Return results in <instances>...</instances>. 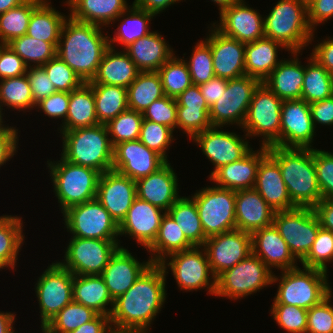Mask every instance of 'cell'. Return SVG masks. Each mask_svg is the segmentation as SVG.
Returning <instances> with one entry per match:
<instances>
[{
  "label": "cell",
  "mask_w": 333,
  "mask_h": 333,
  "mask_svg": "<svg viewBox=\"0 0 333 333\" xmlns=\"http://www.w3.org/2000/svg\"><path fill=\"white\" fill-rule=\"evenodd\" d=\"M263 23L264 36L281 43L291 53L300 54L313 39L307 5L300 0H279Z\"/></svg>",
  "instance_id": "cell-5"
},
{
  "label": "cell",
  "mask_w": 333,
  "mask_h": 333,
  "mask_svg": "<svg viewBox=\"0 0 333 333\" xmlns=\"http://www.w3.org/2000/svg\"><path fill=\"white\" fill-rule=\"evenodd\" d=\"M302 3L308 5L309 3H311L313 0H300Z\"/></svg>",
  "instance_id": "cell-78"
},
{
  "label": "cell",
  "mask_w": 333,
  "mask_h": 333,
  "mask_svg": "<svg viewBox=\"0 0 333 333\" xmlns=\"http://www.w3.org/2000/svg\"><path fill=\"white\" fill-rule=\"evenodd\" d=\"M308 310L287 304H272L271 314L278 325L289 333H306Z\"/></svg>",
  "instance_id": "cell-56"
},
{
  "label": "cell",
  "mask_w": 333,
  "mask_h": 333,
  "mask_svg": "<svg viewBox=\"0 0 333 333\" xmlns=\"http://www.w3.org/2000/svg\"><path fill=\"white\" fill-rule=\"evenodd\" d=\"M2 110H3V108H1V106H0V129L1 128H4L5 126L2 124L3 123V116H2Z\"/></svg>",
  "instance_id": "cell-76"
},
{
  "label": "cell",
  "mask_w": 333,
  "mask_h": 333,
  "mask_svg": "<svg viewBox=\"0 0 333 333\" xmlns=\"http://www.w3.org/2000/svg\"><path fill=\"white\" fill-rule=\"evenodd\" d=\"M194 246L186 239L178 223L166 212L162 217L161 224L154 242L147 248L153 255L150 260L153 264H159L168 260L169 255L188 250Z\"/></svg>",
  "instance_id": "cell-38"
},
{
  "label": "cell",
  "mask_w": 333,
  "mask_h": 333,
  "mask_svg": "<svg viewBox=\"0 0 333 333\" xmlns=\"http://www.w3.org/2000/svg\"><path fill=\"white\" fill-rule=\"evenodd\" d=\"M313 156L322 199L333 200V153L313 149Z\"/></svg>",
  "instance_id": "cell-60"
},
{
  "label": "cell",
  "mask_w": 333,
  "mask_h": 333,
  "mask_svg": "<svg viewBox=\"0 0 333 333\" xmlns=\"http://www.w3.org/2000/svg\"><path fill=\"white\" fill-rule=\"evenodd\" d=\"M136 182L137 197L167 212L180 198L178 195V179L167 162L158 171L142 177Z\"/></svg>",
  "instance_id": "cell-26"
},
{
  "label": "cell",
  "mask_w": 333,
  "mask_h": 333,
  "mask_svg": "<svg viewBox=\"0 0 333 333\" xmlns=\"http://www.w3.org/2000/svg\"><path fill=\"white\" fill-rule=\"evenodd\" d=\"M254 189L275 212L297 207L291 201L278 163L269 154L260 161Z\"/></svg>",
  "instance_id": "cell-30"
},
{
  "label": "cell",
  "mask_w": 333,
  "mask_h": 333,
  "mask_svg": "<svg viewBox=\"0 0 333 333\" xmlns=\"http://www.w3.org/2000/svg\"><path fill=\"white\" fill-rule=\"evenodd\" d=\"M6 105L12 109L33 110L34 103L31 87L27 75L1 79L0 82V106Z\"/></svg>",
  "instance_id": "cell-49"
},
{
  "label": "cell",
  "mask_w": 333,
  "mask_h": 333,
  "mask_svg": "<svg viewBox=\"0 0 333 333\" xmlns=\"http://www.w3.org/2000/svg\"><path fill=\"white\" fill-rule=\"evenodd\" d=\"M143 122L141 112L127 109L117 117L110 120L106 127L110 135V142L114 147L118 143L137 140Z\"/></svg>",
  "instance_id": "cell-51"
},
{
  "label": "cell",
  "mask_w": 333,
  "mask_h": 333,
  "mask_svg": "<svg viewBox=\"0 0 333 333\" xmlns=\"http://www.w3.org/2000/svg\"><path fill=\"white\" fill-rule=\"evenodd\" d=\"M42 67L53 83L56 91L70 93L84 83L80 76L57 55L42 65Z\"/></svg>",
  "instance_id": "cell-54"
},
{
  "label": "cell",
  "mask_w": 333,
  "mask_h": 333,
  "mask_svg": "<svg viewBox=\"0 0 333 333\" xmlns=\"http://www.w3.org/2000/svg\"><path fill=\"white\" fill-rule=\"evenodd\" d=\"M73 278L69 270L56 262L37 280L35 292L39 301L41 327L73 301Z\"/></svg>",
  "instance_id": "cell-16"
},
{
  "label": "cell",
  "mask_w": 333,
  "mask_h": 333,
  "mask_svg": "<svg viewBox=\"0 0 333 333\" xmlns=\"http://www.w3.org/2000/svg\"><path fill=\"white\" fill-rule=\"evenodd\" d=\"M165 96L157 71L139 72L127 88L128 109L143 112L153 101Z\"/></svg>",
  "instance_id": "cell-40"
},
{
  "label": "cell",
  "mask_w": 333,
  "mask_h": 333,
  "mask_svg": "<svg viewBox=\"0 0 333 333\" xmlns=\"http://www.w3.org/2000/svg\"><path fill=\"white\" fill-rule=\"evenodd\" d=\"M312 51L311 57L333 75V38L320 42Z\"/></svg>",
  "instance_id": "cell-69"
},
{
  "label": "cell",
  "mask_w": 333,
  "mask_h": 333,
  "mask_svg": "<svg viewBox=\"0 0 333 333\" xmlns=\"http://www.w3.org/2000/svg\"><path fill=\"white\" fill-rule=\"evenodd\" d=\"M283 100L263 82L254 90L242 126L248 138L263 136L262 146H280L281 108Z\"/></svg>",
  "instance_id": "cell-8"
},
{
  "label": "cell",
  "mask_w": 333,
  "mask_h": 333,
  "mask_svg": "<svg viewBox=\"0 0 333 333\" xmlns=\"http://www.w3.org/2000/svg\"><path fill=\"white\" fill-rule=\"evenodd\" d=\"M227 87V79L220 77H213L206 83L199 85L200 91L205 98L209 108L219 100L222 93L225 92Z\"/></svg>",
  "instance_id": "cell-68"
},
{
  "label": "cell",
  "mask_w": 333,
  "mask_h": 333,
  "mask_svg": "<svg viewBox=\"0 0 333 333\" xmlns=\"http://www.w3.org/2000/svg\"><path fill=\"white\" fill-rule=\"evenodd\" d=\"M307 11L309 25L315 31L314 26L333 18V0H313L307 5Z\"/></svg>",
  "instance_id": "cell-64"
},
{
  "label": "cell",
  "mask_w": 333,
  "mask_h": 333,
  "mask_svg": "<svg viewBox=\"0 0 333 333\" xmlns=\"http://www.w3.org/2000/svg\"><path fill=\"white\" fill-rule=\"evenodd\" d=\"M218 4L220 12L224 10L225 8L230 7L234 3L238 2L239 0H211Z\"/></svg>",
  "instance_id": "cell-75"
},
{
  "label": "cell",
  "mask_w": 333,
  "mask_h": 333,
  "mask_svg": "<svg viewBox=\"0 0 333 333\" xmlns=\"http://www.w3.org/2000/svg\"><path fill=\"white\" fill-rule=\"evenodd\" d=\"M43 0H26L19 6L0 14V42L7 45L15 38L27 34L33 10Z\"/></svg>",
  "instance_id": "cell-45"
},
{
  "label": "cell",
  "mask_w": 333,
  "mask_h": 333,
  "mask_svg": "<svg viewBox=\"0 0 333 333\" xmlns=\"http://www.w3.org/2000/svg\"><path fill=\"white\" fill-rule=\"evenodd\" d=\"M313 209L321 228L333 232V200L321 199Z\"/></svg>",
  "instance_id": "cell-71"
},
{
  "label": "cell",
  "mask_w": 333,
  "mask_h": 333,
  "mask_svg": "<svg viewBox=\"0 0 333 333\" xmlns=\"http://www.w3.org/2000/svg\"><path fill=\"white\" fill-rule=\"evenodd\" d=\"M18 130L5 126L0 129V167L15 155L18 145Z\"/></svg>",
  "instance_id": "cell-65"
},
{
  "label": "cell",
  "mask_w": 333,
  "mask_h": 333,
  "mask_svg": "<svg viewBox=\"0 0 333 333\" xmlns=\"http://www.w3.org/2000/svg\"><path fill=\"white\" fill-rule=\"evenodd\" d=\"M110 333H140V332H127V331H115V330H112V332Z\"/></svg>",
  "instance_id": "cell-77"
},
{
  "label": "cell",
  "mask_w": 333,
  "mask_h": 333,
  "mask_svg": "<svg viewBox=\"0 0 333 333\" xmlns=\"http://www.w3.org/2000/svg\"><path fill=\"white\" fill-rule=\"evenodd\" d=\"M245 3L239 0L222 10L219 25H213L224 35L246 44L264 37V18Z\"/></svg>",
  "instance_id": "cell-22"
},
{
  "label": "cell",
  "mask_w": 333,
  "mask_h": 333,
  "mask_svg": "<svg viewBox=\"0 0 333 333\" xmlns=\"http://www.w3.org/2000/svg\"><path fill=\"white\" fill-rule=\"evenodd\" d=\"M112 330L110 317L98 314L90 322L81 325L79 328L69 333H110Z\"/></svg>",
  "instance_id": "cell-70"
},
{
  "label": "cell",
  "mask_w": 333,
  "mask_h": 333,
  "mask_svg": "<svg viewBox=\"0 0 333 333\" xmlns=\"http://www.w3.org/2000/svg\"><path fill=\"white\" fill-rule=\"evenodd\" d=\"M219 128L211 127L192 138L215 167L210 176L222 166L240 160L252 149L246 137L243 139L234 132Z\"/></svg>",
  "instance_id": "cell-19"
},
{
  "label": "cell",
  "mask_w": 333,
  "mask_h": 333,
  "mask_svg": "<svg viewBox=\"0 0 333 333\" xmlns=\"http://www.w3.org/2000/svg\"><path fill=\"white\" fill-rule=\"evenodd\" d=\"M62 137L61 155L66 161L100 174L112 170L114 147L105 124L66 130Z\"/></svg>",
  "instance_id": "cell-4"
},
{
  "label": "cell",
  "mask_w": 333,
  "mask_h": 333,
  "mask_svg": "<svg viewBox=\"0 0 333 333\" xmlns=\"http://www.w3.org/2000/svg\"><path fill=\"white\" fill-rule=\"evenodd\" d=\"M136 197L135 180L114 170L100 174L96 198L118 224L126 217Z\"/></svg>",
  "instance_id": "cell-21"
},
{
  "label": "cell",
  "mask_w": 333,
  "mask_h": 333,
  "mask_svg": "<svg viewBox=\"0 0 333 333\" xmlns=\"http://www.w3.org/2000/svg\"><path fill=\"white\" fill-rule=\"evenodd\" d=\"M167 273L159 264H152L126 293L114 300L110 315L113 330L148 332L166 300Z\"/></svg>",
  "instance_id": "cell-1"
},
{
  "label": "cell",
  "mask_w": 333,
  "mask_h": 333,
  "mask_svg": "<svg viewBox=\"0 0 333 333\" xmlns=\"http://www.w3.org/2000/svg\"><path fill=\"white\" fill-rule=\"evenodd\" d=\"M206 238L236 229L235 191L212 186L191 196Z\"/></svg>",
  "instance_id": "cell-10"
},
{
  "label": "cell",
  "mask_w": 333,
  "mask_h": 333,
  "mask_svg": "<svg viewBox=\"0 0 333 333\" xmlns=\"http://www.w3.org/2000/svg\"><path fill=\"white\" fill-rule=\"evenodd\" d=\"M118 241L72 237L64 262L58 263L73 275H100L120 247Z\"/></svg>",
  "instance_id": "cell-14"
},
{
  "label": "cell",
  "mask_w": 333,
  "mask_h": 333,
  "mask_svg": "<svg viewBox=\"0 0 333 333\" xmlns=\"http://www.w3.org/2000/svg\"><path fill=\"white\" fill-rule=\"evenodd\" d=\"M314 126L317 124L333 125V96L309 104Z\"/></svg>",
  "instance_id": "cell-66"
},
{
  "label": "cell",
  "mask_w": 333,
  "mask_h": 333,
  "mask_svg": "<svg viewBox=\"0 0 333 333\" xmlns=\"http://www.w3.org/2000/svg\"><path fill=\"white\" fill-rule=\"evenodd\" d=\"M286 49L281 43L271 38L263 37L245 44L246 75L258 79L261 83L279 65L277 49Z\"/></svg>",
  "instance_id": "cell-35"
},
{
  "label": "cell",
  "mask_w": 333,
  "mask_h": 333,
  "mask_svg": "<svg viewBox=\"0 0 333 333\" xmlns=\"http://www.w3.org/2000/svg\"><path fill=\"white\" fill-rule=\"evenodd\" d=\"M59 42H45L35 39L27 34L15 38L7 45L18 54L28 67L42 66L56 56L57 44Z\"/></svg>",
  "instance_id": "cell-48"
},
{
  "label": "cell",
  "mask_w": 333,
  "mask_h": 333,
  "mask_svg": "<svg viewBox=\"0 0 333 333\" xmlns=\"http://www.w3.org/2000/svg\"><path fill=\"white\" fill-rule=\"evenodd\" d=\"M273 224L299 262L307 256L321 228L312 207L277 211L273 216Z\"/></svg>",
  "instance_id": "cell-11"
},
{
  "label": "cell",
  "mask_w": 333,
  "mask_h": 333,
  "mask_svg": "<svg viewBox=\"0 0 333 333\" xmlns=\"http://www.w3.org/2000/svg\"><path fill=\"white\" fill-rule=\"evenodd\" d=\"M26 75L35 104L57 92L42 66L28 67Z\"/></svg>",
  "instance_id": "cell-61"
},
{
  "label": "cell",
  "mask_w": 333,
  "mask_h": 333,
  "mask_svg": "<svg viewBox=\"0 0 333 333\" xmlns=\"http://www.w3.org/2000/svg\"><path fill=\"white\" fill-rule=\"evenodd\" d=\"M167 213L178 223L186 239L193 246L202 247L206 236L202 228L196 203L192 198L180 197L167 211Z\"/></svg>",
  "instance_id": "cell-42"
},
{
  "label": "cell",
  "mask_w": 333,
  "mask_h": 333,
  "mask_svg": "<svg viewBox=\"0 0 333 333\" xmlns=\"http://www.w3.org/2000/svg\"><path fill=\"white\" fill-rule=\"evenodd\" d=\"M167 161L139 139L118 143L113 149L112 170L138 180L158 171Z\"/></svg>",
  "instance_id": "cell-20"
},
{
  "label": "cell",
  "mask_w": 333,
  "mask_h": 333,
  "mask_svg": "<svg viewBox=\"0 0 333 333\" xmlns=\"http://www.w3.org/2000/svg\"><path fill=\"white\" fill-rule=\"evenodd\" d=\"M274 213L254 188L235 191L236 229L252 234L272 225Z\"/></svg>",
  "instance_id": "cell-29"
},
{
  "label": "cell",
  "mask_w": 333,
  "mask_h": 333,
  "mask_svg": "<svg viewBox=\"0 0 333 333\" xmlns=\"http://www.w3.org/2000/svg\"><path fill=\"white\" fill-rule=\"evenodd\" d=\"M139 72L126 51L116 52L114 46H109L101 59L96 76L88 83L128 88Z\"/></svg>",
  "instance_id": "cell-34"
},
{
  "label": "cell",
  "mask_w": 333,
  "mask_h": 333,
  "mask_svg": "<svg viewBox=\"0 0 333 333\" xmlns=\"http://www.w3.org/2000/svg\"><path fill=\"white\" fill-rule=\"evenodd\" d=\"M93 89L99 124H107L128 109L127 88L116 85L89 83Z\"/></svg>",
  "instance_id": "cell-41"
},
{
  "label": "cell",
  "mask_w": 333,
  "mask_h": 333,
  "mask_svg": "<svg viewBox=\"0 0 333 333\" xmlns=\"http://www.w3.org/2000/svg\"><path fill=\"white\" fill-rule=\"evenodd\" d=\"M97 315L92 308L72 301L41 327L42 333H69L90 322Z\"/></svg>",
  "instance_id": "cell-46"
},
{
  "label": "cell",
  "mask_w": 333,
  "mask_h": 333,
  "mask_svg": "<svg viewBox=\"0 0 333 333\" xmlns=\"http://www.w3.org/2000/svg\"><path fill=\"white\" fill-rule=\"evenodd\" d=\"M123 49L140 72L158 71L174 55L163 36L155 31Z\"/></svg>",
  "instance_id": "cell-32"
},
{
  "label": "cell",
  "mask_w": 333,
  "mask_h": 333,
  "mask_svg": "<svg viewBox=\"0 0 333 333\" xmlns=\"http://www.w3.org/2000/svg\"><path fill=\"white\" fill-rule=\"evenodd\" d=\"M131 254L120 246L100 274L113 300L126 293L153 264L150 258L145 263H140Z\"/></svg>",
  "instance_id": "cell-23"
},
{
  "label": "cell",
  "mask_w": 333,
  "mask_h": 333,
  "mask_svg": "<svg viewBox=\"0 0 333 333\" xmlns=\"http://www.w3.org/2000/svg\"><path fill=\"white\" fill-rule=\"evenodd\" d=\"M333 261V232L320 228L317 237L301 261L303 267L317 268L327 272V262Z\"/></svg>",
  "instance_id": "cell-55"
},
{
  "label": "cell",
  "mask_w": 333,
  "mask_h": 333,
  "mask_svg": "<svg viewBox=\"0 0 333 333\" xmlns=\"http://www.w3.org/2000/svg\"><path fill=\"white\" fill-rule=\"evenodd\" d=\"M205 40L210 44L216 77L230 80L246 75L245 43L224 35L216 28Z\"/></svg>",
  "instance_id": "cell-24"
},
{
  "label": "cell",
  "mask_w": 333,
  "mask_h": 333,
  "mask_svg": "<svg viewBox=\"0 0 333 333\" xmlns=\"http://www.w3.org/2000/svg\"><path fill=\"white\" fill-rule=\"evenodd\" d=\"M189 62L185 61L193 85H201L215 77L210 44L204 39L194 46Z\"/></svg>",
  "instance_id": "cell-52"
},
{
  "label": "cell",
  "mask_w": 333,
  "mask_h": 333,
  "mask_svg": "<svg viewBox=\"0 0 333 333\" xmlns=\"http://www.w3.org/2000/svg\"><path fill=\"white\" fill-rule=\"evenodd\" d=\"M268 154L280 167L291 201L297 207L314 208L322 194L317 183L313 148L269 146Z\"/></svg>",
  "instance_id": "cell-3"
},
{
  "label": "cell",
  "mask_w": 333,
  "mask_h": 333,
  "mask_svg": "<svg viewBox=\"0 0 333 333\" xmlns=\"http://www.w3.org/2000/svg\"><path fill=\"white\" fill-rule=\"evenodd\" d=\"M136 197L126 217L119 224V236L135 238L139 245L148 248L155 240L162 217L166 212ZM162 213V214H161Z\"/></svg>",
  "instance_id": "cell-25"
},
{
  "label": "cell",
  "mask_w": 333,
  "mask_h": 333,
  "mask_svg": "<svg viewBox=\"0 0 333 333\" xmlns=\"http://www.w3.org/2000/svg\"><path fill=\"white\" fill-rule=\"evenodd\" d=\"M28 66L8 45L0 43V80L27 73Z\"/></svg>",
  "instance_id": "cell-62"
},
{
  "label": "cell",
  "mask_w": 333,
  "mask_h": 333,
  "mask_svg": "<svg viewBox=\"0 0 333 333\" xmlns=\"http://www.w3.org/2000/svg\"><path fill=\"white\" fill-rule=\"evenodd\" d=\"M54 162L47 161V167L51 170L55 196L62 212L71 206L96 198L100 177L98 171L70 163L62 156L60 160Z\"/></svg>",
  "instance_id": "cell-7"
},
{
  "label": "cell",
  "mask_w": 333,
  "mask_h": 333,
  "mask_svg": "<svg viewBox=\"0 0 333 333\" xmlns=\"http://www.w3.org/2000/svg\"><path fill=\"white\" fill-rule=\"evenodd\" d=\"M200 246H194L188 250L169 255V263L163 260L159 265L166 271L167 266L181 290L197 291L207 288L209 294L214 295L216 290V278L210 269L206 252ZM204 252V253H203ZM209 275H211V280Z\"/></svg>",
  "instance_id": "cell-15"
},
{
  "label": "cell",
  "mask_w": 333,
  "mask_h": 333,
  "mask_svg": "<svg viewBox=\"0 0 333 333\" xmlns=\"http://www.w3.org/2000/svg\"><path fill=\"white\" fill-rule=\"evenodd\" d=\"M303 268L282 270L280 279L273 274L272 283L279 281L273 304L293 305L308 310L332 292L326 271Z\"/></svg>",
  "instance_id": "cell-6"
},
{
  "label": "cell",
  "mask_w": 333,
  "mask_h": 333,
  "mask_svg": "<svg viewBox=\"0 0 333 333\" xmlns=\"http://www.w3.org/2000/svg\"><path fill=\"white\" fill-rule=\"evenodd\" d=\"M252 149L240 160L224 165L217 169L209 180L216 183V187L234 191L253 189L256 182L260 161L268 154V147L261 146L260 150Z\"/></svg>",
  "instance_id": "cell-27"
},
{
  "label": "cell",
  "mask_w": 333,
  "mask_h": 333,
  "mask_svg": "<svg viewBox=\"0 0 333 333\" xmlns=\"http://www.w3.org/2000/svg\"><path fill=\"white\" fill-rule=\"evenodd\" d=\"M292 60H281L263 83L280 99H301L305 65L297 58L298 52H292Z\"/></svg>",
  "instance_id": "cell-33"
},
{
  "label": "cell",
  "mask_w": 333,
  "mask_h": 333,
  "mask_svg": "<svg viewBox=\"0 0 333 333\" xmlns=\"http://www.w3.org/2000/svg\"><path fill=\"white\" fill-rule=\"evenodd\" d=\"M143 119L166 125L175 130L177 128L176 99L164 96L153 101L143 112Z\"/></svg>",
  "instance_id": "cell-58"
},
{
  "label": "cell",
  "mask_w": 333,
  "mask_h": 333,
  "mask_svg": "<svg viewBox=\"0 0 333 333\" xmlns=\"http://www.w3.org/2000/svg\"><path fill=\"white\" fill-rule=\"evenodd\" d=\"M216 278L252 253L251 233L233 229L206 239L202 246Z\"/></svg>",
  "instance_id": "cell-17"
},
{
  "label": "cell",
  "mask_w": 333,
  "mask_h": 333,
  "mask_svg": "<svg viewBox=\"0 0 333 333\" xmlns=\"http://www.w3.org/2000/svg\"><path fill=\"white\" fill-rule=\"evenodd\" d=\"M126 11V18L121 22V25L117 27V32L115 36L110 39L109 37V46H112V43L118 42L121 45H124L126 48L131 43L135 42L139 38H142L148 35L149 31V21L155 15L148 11L139 9L131 5Z\"/></svg>",
  "instance_id": "cell-47"
},
{
  "label": "cell",
  "mask_w": 333,
  "mask_h": 333,
  "mask_svg": "<svg viewBox=\"0 0 333 333\" xmlns=\"http://www.w3.org/2000/svg\"><path fill=\"white\" fill-rule=\"evenodd\" d=\"M157 72L160 75L165 96L175 99L192 85L191 75L183 58L173 55Z\"/></svg>",
  "instance_id": "cell-50"
},
{
  "label": "cell",
  "mask_w": 333,
  "mask_h": 333,
  "mask_svg": "<svg viewBox=\"0 0 333 333\" xmlns=\"http://www.w3.org/2000/svg\"><path fill=\"white\" fill-rule=\"evenodd\" d=\"M26 0H0V14L7 12L11 8L19 6Z\"/></svg>",
  "instance_id": "cell-74"
},
{
  "label": "cell",
  "mask_w": 333,
  "mask_h": 333,
  "mask_svg": "<svg viewBox=\"0 0 333 333\" xmlns=\"http://www.w3.org/2000/svg\"><path fill=\"white\" fill-rule=\"evenodd\" d=\"M99 124L95 110L94 93L91 85L84 82L69 93V105L66 120L61 132Z\"/></svg>",
  "instance_id": "cell-37"
},
{
  "label": "cell",
  "mask_w": 333,
  "mask_h": 333,
  "mask_svg": "<svg viewBox=\"0 0 333 333\" xmlns=\"http://www.w3.org/2000/svg\"><path fill=\"white\" fill-rule=\"evenodd\" d=\"M273 271L253 252L216 277L215 296L241 299L270 286Z\"/></svg>",
  "instance_id": "cell-9"
},
{
  "label": "cell",
  "mask_w": 333,
  "mask_h": 333,
  "mask_svg": "<svg viewBox=\"0 0 333 333\" xmlns=\"http://www.w3.org/2000/svg\"><path fill=\"white\" fill-rule=\"evenodd\" d=\"M333 96V75L314 58L305 66L302 96L308 104Z\"/></svg>",
  "instance_id": "cell-44"
},
{
  "label": "cell",
  "mask_w": 333,
  "mask_h": 333,
  "mask_svg": "<svg viewBox=\"0 0 333 333\" xmlns=\"http://www.w3.org/2000/svg\"><path fill=\"white\" fill-rule=\"evenodd\" d=\"M14 320V313L0 312V333H15L13 329Z\"/></svg>",
  "instance_id": "cell-73"
},
{
  "label": "cell",
  "mask_w": 333,
  "mask_h": 333,
  "mask_svg": "<svg viewBox=\"0 0 333 333\" xmlns=\"http://www.w3.org/2000/svg\"><path fill=\"white\" fill-rule=\"evenodd\" d=\"M68 17L61 30L56 55L84 82H89L96 76L109 47V36L103 35L100 26Z\"/></svg>",
  "instance_id": "cell-2"
},
{
  "label": "cell",
  "mask_w": 333,
  "mask_h": 333,
  "mask_svg": "<svg viewBox=\"0 0 333 333\" xmlns=\"http://www.w3.org/2000/svg\"><path fill=\"white\" fill-rule=\"evenodd\" d=\"M65 226L73 236L85 239L118 240L119 224L97 198L62 212Z\"/></svg>",
  "instance_id": "cell-12"
},
{
  "label": "cell",
  "mask_w": 333,
  "mask_h": 333,
  "mask_svg": "<svg viewBox=\"0 0 333 333\" xmlns=\"http://www.w3.org/2000/svg\"><path fill=\"white\" fill-rule=\"evenodd\" d=\"M261 82L253 77L244 75L227 80V87L209 111L212 127H224L238 124L242 128L254 90Z\"/></svg>",
  "instance_id": "cell-13"
},
{
  "label": "cell",
  "mask_w": 333,
  "mask_h": 333,
  "mask_svg": "<svg viewBox=\"0 0 333 333\" xmlns=\"http://www.w3.org/2000/svg\"><path fill=\"white\" fill-rule=\"evenodd\" d=\"M66 4L71 18L100 27L124 18L128 9L126 0H67Z\"/></svg>",
  "instance_id": "cell-31"
},
{
  "label": "cell",
  "mask_w": 333,
  "mask_h": 333,
  "mask_svg": "<svg viewBox=\"0 0 333 333\" xmlns=\"http://www.w3.org/2000/svg\"><path fill=\"white\" fill-rule=\"evenodd\" d=\"M73 301L109 317L114 306V300L100 275H74ZM109 303L112 308L106 307Z\"/></svg>",
  "instance_id": "cell-36"
},
{
  "label": "cell",
  "mask_w": 333,
  "mask_h": 333,
  "mask_svg": "<svg viewBox=\"0 0 333 333\" xmlns=\"http://www.w3.org/2000/svg\"><path fill=\"white\" fill-rule=\"evenodd\" d=\"M252 252L271 268L288 270L298 267L297 259L281 237L274 224L256 230L251 234ZM296 261V262H295ZM296 263V264H295Z\"/></svg>",
  "instance_id": "cell-28"
},
{
  "label": "cell",
  "mask_w": 333,
  "mask_h": 333,
  "mask_svg": "<svg viewBox=\"0 0 333 333\" xmlns=\"http://www.w3.org/2000/svg\"><path fill=\"white\" fill-rule=\"evenodd\" d=\"M210 109L177 107V128H181L191 139L198 133L212 127Z\"/></svg>",
  "instance_id": "cell-57"
},
{
  "label": "cell",
  "mask_w": 333,
  "mask_h": 333,
  "mask_svg": "<svg viewBox=\"0 0 333 333\" xmlns=\"http://www.w3.org/2000/svg\"><path fill=\"white\" fill-rule=\"evenodd\" d=\"M67 18L43 0L32 12L27 35L45 42H59Z\"/></svg>",
  "instance_id": "cell-39"
},
{
  "label": "cell",
  "mask_w": 333,
  "mask_h": 333,
  "mask_svg": "<svg viewBox=\"0 0 333 333\" xmlns=\"http://www.w3.org/2000/svg\"><path fill=\"white\" fill-rule=\"evenodd\" d=\"M314 131L309 104L303 99L283 100L280 147L312 149Z\"/></svg>",
  "instance_id": "cell-18"
},
{
  "label": "cell",
  "mask_w": 333,
  "mask_h": 333,
  "mask_svg": "<svg viewBox=\"0 0 333 333\" xmlns=\"http://www.w3.org/2000/svg\"><path fill=\"white\" fill-rule=\"evenodd\" d=\"M69 105V93L57 91L36 104L49 118L66 120Z\"/></svg>",
  "instance_id": "cell-63"
},
{
  "label": "cell",
  "mask_w": 333,
  "mask_h": 333,
  "mask_svg": "<svg viewBox=\"0 0 333 333\" xmlns=\"http://www.w3.org/2000/svg\"><path fill=\"white\" fill-rule=\"evenodd\" d=\"M175 99L177 102V107H188L193 109H210L198 85L192 84Z\"/></svg>",
  "instance_id": "cell-67"
},
{
  "label": "cell",
  "mask_w": 333,
  "mask_h": 333,
  "mask_svg": "<svg viewBox=\"0 0 333 333\" xmlns=\"http://www.w3.org/2000/svg\"><path fill=\"white\" fill-rule=\"evenodd\" d=\"M178 1L180 0H134L132 5L136 8L157 15L163 10H165L167 7L171 6V4H174Z\"/></svg>",
  "instance_id": "cell-72"
},
{
  "label": "cell",
  "mask_w": 333,
  "mask_h": 333,
  "mask_svg": "<svg viewBox=\"0 0 333 333\" xmlns=\"http://www.w3.org/2000/svg\"><path fill=\"white\" fill-rule=\"evenodd\" d=\"M332 292L307 312L306 333H333Z\"/></svg>",
  "instance_id": "cell-59"
},
{
  "label": "cell",
  "mask_w": 333,
  "mask_h": 333,
  "mask_svg": "<svg viewBox=\"0 0 333 333\" xmlns=\"http://www.w3.org/2000/svg\"><path fill=\"white\" fill-rule=\"evenodd\" d=\"M173 131L166 125L143 119L138 139L168 162L166 150L173 141Z\"/></svg>",
  "instance_id": "cell-53"
},
{
  "label": "cell",
  "mask_w": 333,
  "mask_h": 333,
  "mask_svg": "<svg viewBox=\"0 0 333 333\" xmlns=\"http://www.w3.org/2000/svg\"><path fill=\"white\" fill-rule=\"evenodd\" d=\"M22 223L17 216H0V269H14L16 266L17 255L24 240Z\"/></svg>",
  "instance_id": "cell-43"
}]
</instances>
